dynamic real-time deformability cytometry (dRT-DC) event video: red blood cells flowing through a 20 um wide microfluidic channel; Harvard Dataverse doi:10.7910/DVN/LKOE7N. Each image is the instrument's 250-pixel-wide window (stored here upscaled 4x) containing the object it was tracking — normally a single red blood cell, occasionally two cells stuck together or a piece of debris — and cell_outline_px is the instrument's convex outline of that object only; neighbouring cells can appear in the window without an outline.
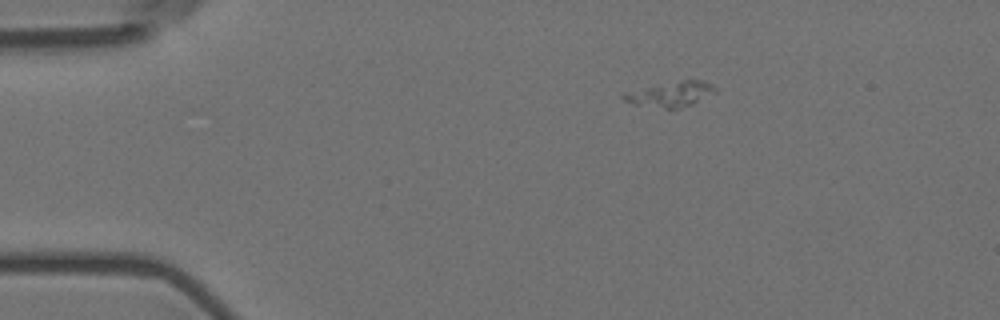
{"species": "Egyptian fruit bat (a non-hibernating species)", "species_latin": "Rousettus aegyptiacus", "temperature_condition": "room temperature", "stored_images_in_passage": 3, "camera_frame_rate_fps": 3000, "um_per_image_px": 0.085, "animal": {"sex": "female"}, "frame": {"image": 1, "passage_image": 1, "time_ms": 0.0, "image_size_px": [1000, 320], "cell_outline_px": [[716, 92], [688, 104], [676, 108], [664, 108], [636, 104], [624, 100], [620, 96], [624, 92], [660, 84], [684, 80], [704, 80], [716, 88]], "centroid_in_image_um": [56.97, 7.98], "position_along_channel_um": 28.0, "area_um2": 12.83}}